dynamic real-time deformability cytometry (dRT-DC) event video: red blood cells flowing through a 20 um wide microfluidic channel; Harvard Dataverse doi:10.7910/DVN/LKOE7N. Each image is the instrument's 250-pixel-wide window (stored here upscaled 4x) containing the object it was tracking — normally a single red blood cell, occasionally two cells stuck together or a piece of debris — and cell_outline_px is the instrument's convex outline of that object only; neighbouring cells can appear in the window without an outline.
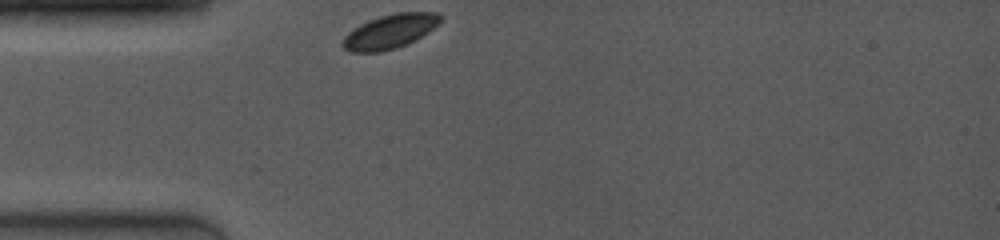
{"species": "common noctule bat (a hibernating species)", "species_latin": "Nyctalus noctula", "temperature_condition": "room temperature", "stored_images_in_passage": 7, "camera_frame_rate_fps": 4000, "um_per_image_px": 0.085, "animal": {"sex": "female", "body_mass_g": 19.0, "forearm_length_mm": 53.3}, "frame": {"image": 1, "passage_image": 1, "time_ms": 0.0, "image_size_px": [1000, 240], "cell_outline_px": [[444, 16], [428, 32], [396, 48], [380, 52], [352, 52], [344, 48], [340, 44], [344, 36], [348, 32], [360, 24], [368, 20], [380, 16], [396, 12], [440, 12]], "centroid_in_image_um": [33.11, 2.66], "position_along_channel_um": 51.9, "area_um2": 19.31}}
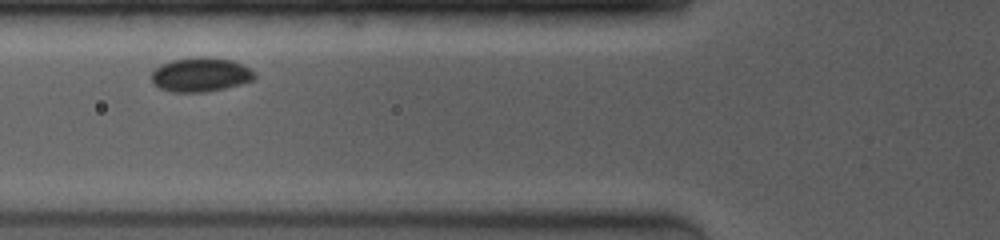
{"frame": {"image": 2, "passage_image": 4, "time_ms": 1.75, "image_size_px": [1000, 240], "cell_outline_px": [[256, 76], [252, 80], [240, 84], [208, 92], [172, 92], [160, 88], [152, 80], [152, 72], [160, 64], [172, 60], [192, 56], [216, 56], [232, 60], [248, 68]], "centroid_in_image_um": [17.03, 6.32], "position_along_channel_um": 108.8, "area_um2": 20.63}}
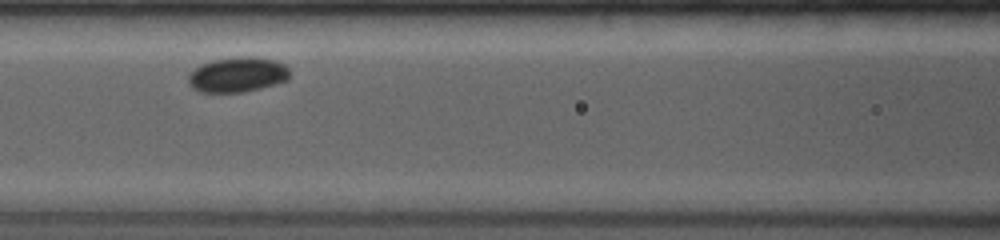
{"frame": {"image": 3, "passage_image": 6, "time_ms": 2.75, "image_size_px": [1000, 240], "cell_outline_px": [[288, 80], [276, 84], [244, 92], [200, 92], [192, 88], [188, 84], [188, 76], [200, 64], [212, 60], [232, 56], [260, 56], [276, 60], [284, 64], [288, 68]], "centroid_in_image_um": [20.19, 6.32], "position_along_channel_um": 146.4, "area_um2": 21.04}}